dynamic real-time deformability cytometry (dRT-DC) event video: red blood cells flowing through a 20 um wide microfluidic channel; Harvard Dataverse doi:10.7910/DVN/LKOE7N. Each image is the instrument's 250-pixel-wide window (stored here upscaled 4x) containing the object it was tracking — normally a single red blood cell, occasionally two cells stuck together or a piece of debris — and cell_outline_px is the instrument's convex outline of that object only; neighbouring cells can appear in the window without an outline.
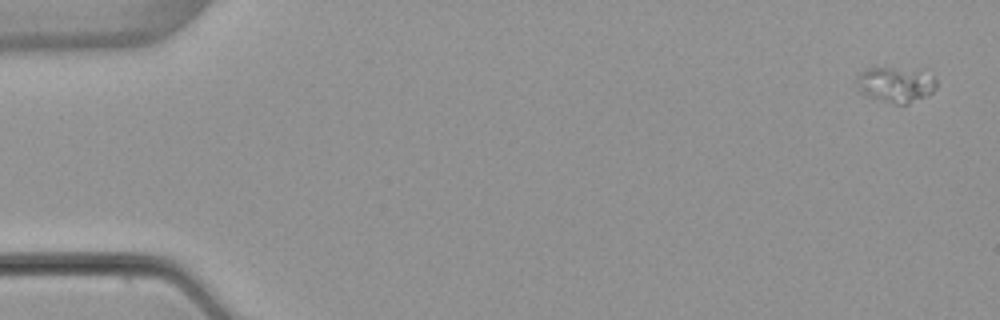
{"species": "common noctule bat (a hibernating species)", "species_latin": "Nyctalus noctula", "temperature_condition": "warm", "stored_images_in_passage": 4, "camera_frame_rate_fps": 3000, "um_per_image_px": 0.085, "animal": {"sex": "female", "body_mass_g": 22.7, "forearm_length_mm": 54.2}, "frame": {"image": 1, "passage_image": 1, "time_ms": 0.0, "image_size_px": [1000, 320], "cell_outline_px": [[936, 88], [932, 92], [908, 104], [896, 104], [868, 96], [860, 92], [856, 84], [856, 76], [860, 72], [868, 68], [924, 68], [936, 80]], "centroid_in_image_um": [76.15, 7.15], "position_along_channel_um": 8.8, "area_um2": 16.7}}